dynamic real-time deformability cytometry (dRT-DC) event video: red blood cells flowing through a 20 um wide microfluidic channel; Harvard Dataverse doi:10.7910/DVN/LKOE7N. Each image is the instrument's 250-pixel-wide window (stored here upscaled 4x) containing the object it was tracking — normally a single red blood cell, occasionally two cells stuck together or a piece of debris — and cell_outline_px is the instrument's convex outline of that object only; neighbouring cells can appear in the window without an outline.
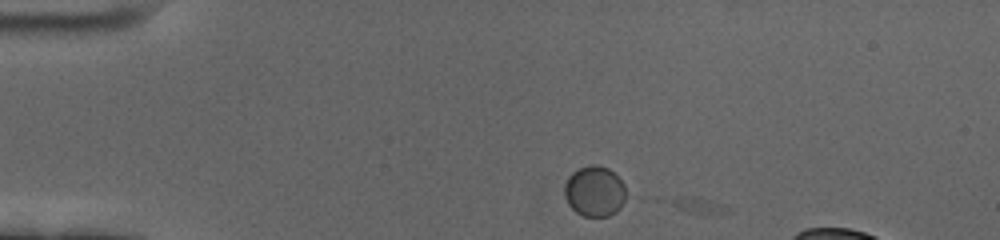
{"species": "human", "species_latin": "Homo sapiens", "temperature_condition": "cold", "stored_images_in_passage": 4, "camera_frame_rate_fps": 3000, "um_per_image_px": 0.085, "donor": {"sex": "female"}, "frame": {"image": 1, "passage_image": 3, "time_ms": 0.667, "image_size_px": [1000, 240], "cell_outline_px": [[632, 196], [616, 212], [608, 216], [584, 216], [576, 212], [568, 204], [564, 196], [564, 184], [568, 176], [572, 172], [588, 164], [596, 164], [608, 168], [624, 184]], "centroid_in_image_um": [50.59, 16.26], "position_along_channel_um": 34.4, "area_um2": 18.73}}